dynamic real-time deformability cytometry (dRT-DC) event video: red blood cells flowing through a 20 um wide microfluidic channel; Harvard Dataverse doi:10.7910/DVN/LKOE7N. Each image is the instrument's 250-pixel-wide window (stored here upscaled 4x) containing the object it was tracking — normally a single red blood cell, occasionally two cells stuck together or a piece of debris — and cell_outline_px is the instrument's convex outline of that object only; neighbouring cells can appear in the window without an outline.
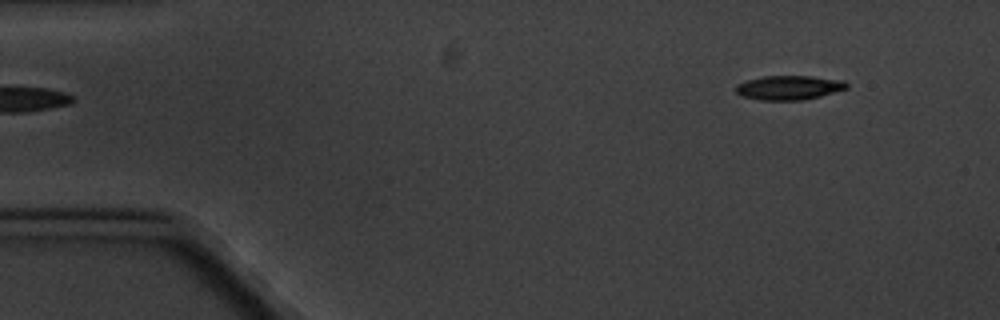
{"species": "common noctule bat (a hibernating species)", "species_latin": "Nyctalus noctula", "temperature_condition": "cold", "stored_images_in_passage": 6, "segment_of_instrument_passage": [2, 2], "camera_frame_rate_fps": 3000, "um_per_image_px": 0.085, "animal": {"sex": "male", "body_mass_g": 20.1, "forearm_length_mm": 53.5}, "frame": {"image": 1, "passage_image": 6, "time_ms": 5.667, "image_size_px": [1000, 320], "cell_outline_px": [[848, 88], [820, 96], [804, 100], [760, 100], [744, 96], [736, 92], [736, 84], [748, 80], [764, 76], [812, 76], [844, 80], [848, 84]], "centroid_in_image_um": [67.09, 7.44], "position_along_channel_um": 17.9, "area_um2": 15.61}}